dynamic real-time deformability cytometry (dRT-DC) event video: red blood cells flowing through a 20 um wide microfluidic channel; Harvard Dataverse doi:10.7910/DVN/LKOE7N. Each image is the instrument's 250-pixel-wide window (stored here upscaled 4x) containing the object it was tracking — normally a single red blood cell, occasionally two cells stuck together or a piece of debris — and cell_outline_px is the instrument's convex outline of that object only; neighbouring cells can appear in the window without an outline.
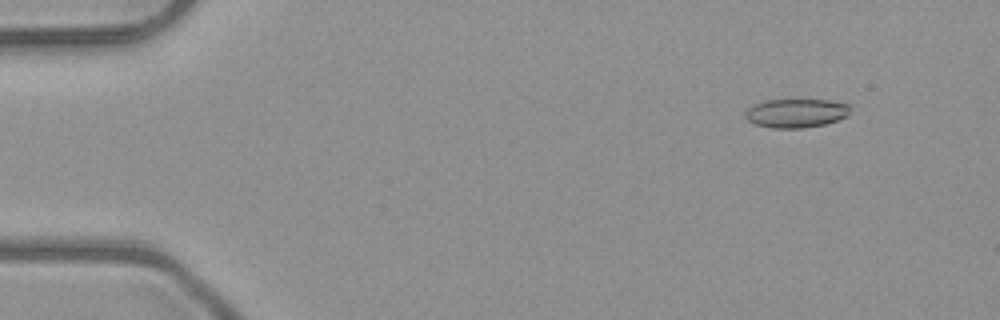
{"species": "common noctule bat (a hibernating species)", "species_latin": "Nyctalus noctula", "temperature_condition": "room temperature", "stored_images_in_passage": 16, "camera_frame_rate_fps": 3000, "um_per_image_px": 0.085, "animal": {"sex": "male", "body_mass_g": 23.1, "forearm_length_mm": 52.7}, "frame": {"image": 1, "passage_image": 6, "time_ms": 1.667, "image_size_px": [1000, 320], "cell_outline_px": [[852, 104], [848, 116], [824, 124], [800, 128], [772, 128], [756, 124], [748, 120], [744, 116], [744, 112], [748, 108], [764, 100], [828, 100]], "centroid_in_image_um": [67.69, 9.61], "position_along_channel_um": 17.3, "area_um2": 17.63}}